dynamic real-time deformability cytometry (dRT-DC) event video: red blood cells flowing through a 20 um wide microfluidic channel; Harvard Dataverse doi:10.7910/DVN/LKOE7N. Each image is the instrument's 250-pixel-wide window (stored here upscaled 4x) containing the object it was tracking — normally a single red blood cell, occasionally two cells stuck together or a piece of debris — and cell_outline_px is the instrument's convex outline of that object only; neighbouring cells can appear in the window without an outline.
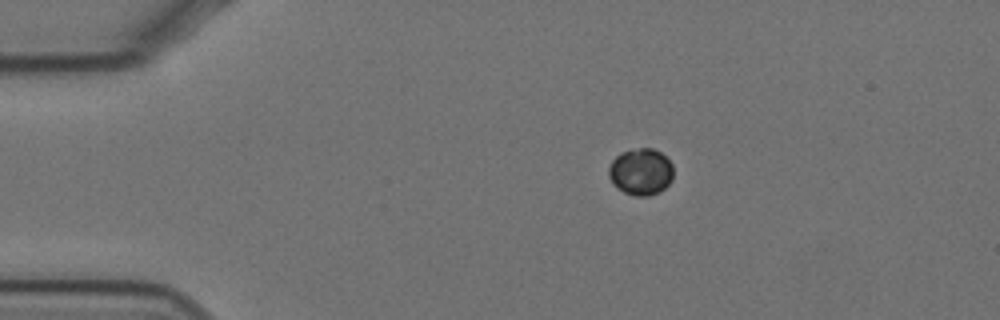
{"species": "Egyptian fruit bat (a non-hibernating species)", "species_latin": "Rousettus aegyptiacus", "temperature_condition": "cold", "stored_images_in_passage": 48, "camera_frame_rate_fps": 3000, "um_per_image_px": 0.085, "animal": {"sex": "female"}, "frame": {"image": 1, "passage_image": 1, "time_ms": 0.0, "image_size_px": [1000, 320], "cell_outline_px": [[672, 180], [660, 192], [648, 196], [636, 196], [624, 192], [616, 188], [612, 184], [608, 176], [608, 168], [612, 160], [620, 152], [640, 148], [652, 148], [660, 152], [672, 164]], "centroid_in_image_um": [54.44, 14.61], "position_along_channel_um": 30.6, "area_um2": 17.69}}
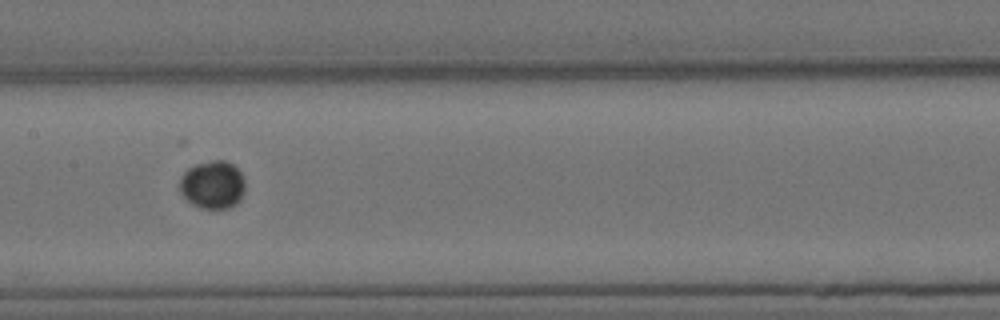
{"frame": {"image": 2, "passage_image": 19, "time_ms": 6.0, "image_size_px": [1000, 320], "cell_outline_px": [[244, 192], [240, 200], [236, 204], [228, 208], [200, 208], [192, 204], [180, 192], [180, 176], [188, 168], [196, 164], [212, 160], [224, 160], [232, 164], [240, 172], [244, 180]], "centroid_in_image_um": [18.07, 15.7], "position_along_channel_um": 189.3, "area_um2": 18.26}}
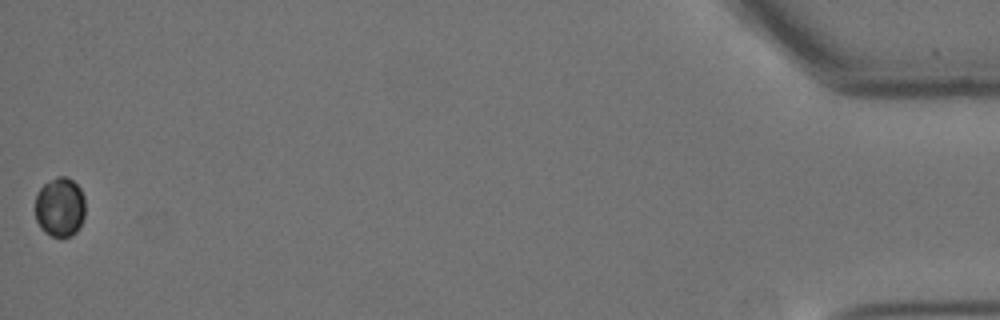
{"frame": {"image": 3, "passage_image": 48, "time_ms": 15.667, "image_size_px": [1000, 320], "cell_outline_px": [[84, 216], [76, 232], [72, 236], [52, 236], [44, 232], [40, 228], [36, 220], [36, 196], [40, 188], [44, 184], [56, 176], [68, 176], [80, 188], [84, 196]], "centroid_in_image_um": [5.09, 17.59], "position_along_channel_um": 430.1, "area_um2": 17.34}}